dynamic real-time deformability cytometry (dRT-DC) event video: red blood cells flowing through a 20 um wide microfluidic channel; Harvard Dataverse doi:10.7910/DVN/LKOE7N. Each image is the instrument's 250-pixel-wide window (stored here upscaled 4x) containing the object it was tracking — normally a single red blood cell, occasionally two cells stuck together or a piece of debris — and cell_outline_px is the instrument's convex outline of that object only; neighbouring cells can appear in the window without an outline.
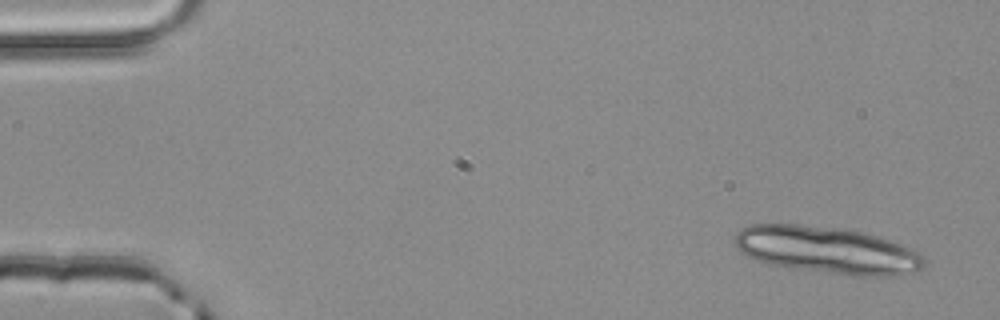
{"species": "common noctule bat (a hibernating species)", "species_latin": "Nyctalus noctula", "temperature_condition": "room temperature", "stored_images_in_passage": 4, "camera_frame_rate_fps": 3000, "um_per_image_px": 0.085, "animal": {"sex": "male", "body_mass_g": 20.4}, "frame": {"image": 1, "passage_image": 1, "time_ms": 0.0, "image_size_px": [1000, 320], "cell_outline_px": [[924, 268], [916, 272], [900, 276], [860, 276], [768, 264], [756, 260], [740, 252], [736, 248], [732, 240], [736, 232], [740, 228], [748, 224], [800, 224], [840, 228], [864, 232], [900, 244], [920, 252], [924, 256]], "centroid_in_image_um": [70.29, 21.25], "position_along_channel_um": 14.7, "area_um2": 52.14}}